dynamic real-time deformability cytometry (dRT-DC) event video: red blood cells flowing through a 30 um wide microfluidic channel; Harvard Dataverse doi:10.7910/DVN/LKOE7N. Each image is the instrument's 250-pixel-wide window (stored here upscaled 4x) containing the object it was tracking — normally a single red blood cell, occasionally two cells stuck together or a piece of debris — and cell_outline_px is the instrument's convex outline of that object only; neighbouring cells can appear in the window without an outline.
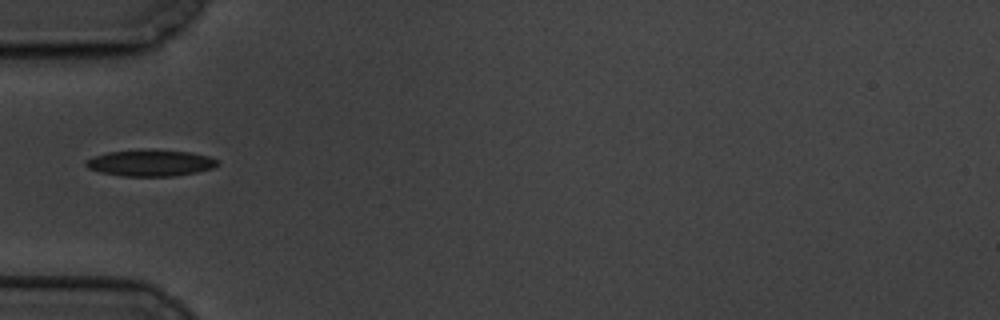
{"species": "common noctule bat (a hibernating species)", "species_latin": "Nyctalus noctula", "temperature_condition": "cold", "stored_images_in_passage": 8, "camera_frame_rate_fps": 3000, "um_per_image_px": 0.085, "animal": {"sex": "male", "body_mass_g": 19.5, "forearm_length_mm": 54.6}, "frame": {"image": 1, "passage_image": 6, "time_ms": 6.0, "image_size_px": [1000, 320], "cell_outline_px": [[220, 164], [212, 168], [196, 172], [176, 176], [124, 176], [100, 172], [88, 168], [84, 164], [88, 160], [96, 156], [108, 152], [188, 152], [208, 156], [220, 160]], "centroid_in_image_um": [12.84, 13.9], "position_along_channel_um": 72.2, "area_um2": 19.25}}
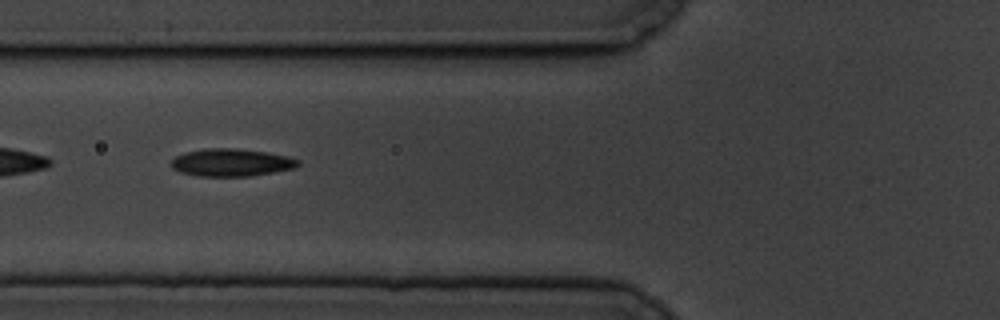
{"frame": {"image": 2, "passage_image": 7, "time_ms": 7.0, "image_size_px": [1000, 320], "cell_outline_px": [[300, 164], [292, 168], [272, 172], [248, 176], [200, 176], [180, 172], [172, 168], [172, 160], [176, 156], [184, 152], [208, 148], [236, 148], [268, 152], [288, 156], [300, 160]], "centroid_in_image_um": [19.66, 13.8], "position_along_channel_um": 106.1, "area_um2": 20.29}}